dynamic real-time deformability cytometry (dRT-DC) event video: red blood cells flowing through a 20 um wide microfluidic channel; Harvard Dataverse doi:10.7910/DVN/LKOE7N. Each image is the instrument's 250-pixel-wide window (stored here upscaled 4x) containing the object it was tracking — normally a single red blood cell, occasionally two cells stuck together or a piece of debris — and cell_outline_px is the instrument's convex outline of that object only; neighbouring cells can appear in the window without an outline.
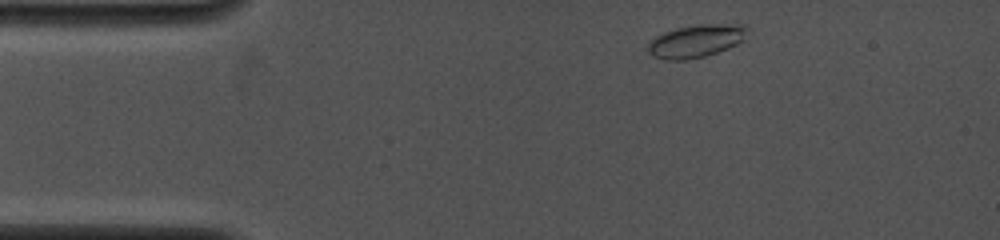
{"species": "common noctule bat (a hibernating species)", "species_latin": "Nyctalus noctula", "temperature_condition": "cold", "stored_images_in_passage": 5, "camera_frame_rate_fps": 4000, "um_per_image_px": 0.085, "animal": {"sex": "female", "body_mass_g": 19.0, "forearm_length_mm": 53.3}, "frame": {"image": 1, "passage_image": 1, "time_ms": 0.0, "image_size_px": [1000, 240], "cell_outline_px": [[752, 32], [744, 40], [728, 48], [704, 56], [684, 60], [664, 60], [652, 56], [648, 52], [648, 44], [656, 36], [664, 32], [676, 28], [700, 24], [744, 24]], "centroid_in_image_um": [59.21, 3.47], "position_along_channel_um": 25.8, "area_um2": 19.19}}